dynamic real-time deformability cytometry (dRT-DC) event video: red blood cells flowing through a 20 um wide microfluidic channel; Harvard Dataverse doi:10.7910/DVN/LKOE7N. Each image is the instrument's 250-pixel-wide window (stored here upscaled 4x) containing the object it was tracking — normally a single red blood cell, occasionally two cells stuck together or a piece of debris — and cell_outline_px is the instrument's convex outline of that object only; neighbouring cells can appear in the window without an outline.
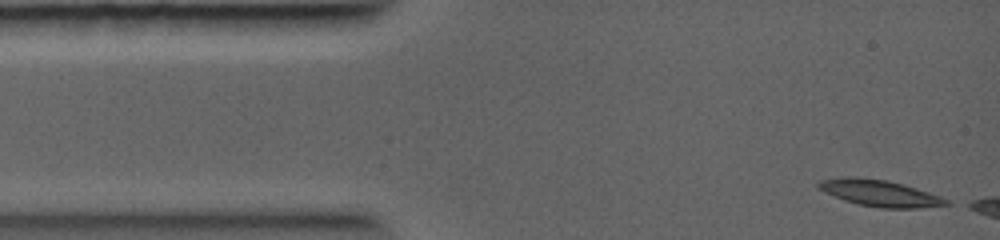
{"species": "common noctule bat (a hibernating species)", "species_latin": "Nyctalus noctula", "temperature_condition": "warm", "stored_images_in_passage": 9, "camera_frame_rate_fps": 5000, "um_per_image_px": 0.085, "animal": {"sex": "female", "body_mass_g": 19.0, "forearm_length_mm": 56.7}, "frame": {"image": 1, "passage_image": 1, "time_ms": 0.0, "image_size_px": [1000, 240], "cell_outline_px": [[952, 204], [920, 208], [880, 208], [860, 204], [844, 200], [824, 192], [816, 188], [816, 184], [820, 180], [844, 176], [852, 176], [888, 180], [904, 184], [940, 196], [948, 200]], "centroid_in_image_um": [74.75, 16.4], "position_along_channel_um": 10.3, "area_um2": 19.83}}
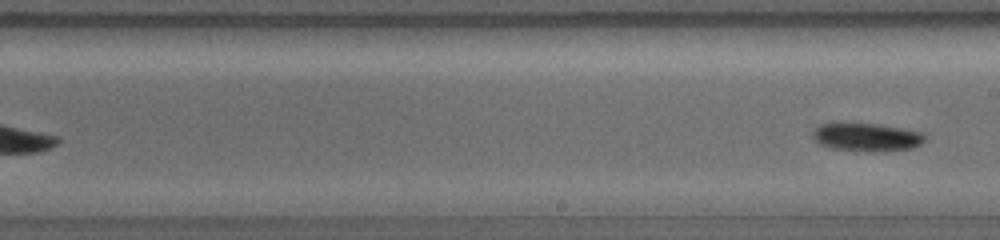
{"frame": {"image": 2, "passage_image": 9, "time_ms": 6.0, "image_size_px": [1000, 240], "cell_outline_px": [[924, 140], [920, 144], [912, 148], [832, 148], [820, 144], [812, 136], [812, 132], [820, 124], [840, 120], [844, 120], [876, 124], [924, 132]], "centroid_in_image_um": [73.56, 11.54], "position_along_channel_um": 215.4, "area_um2": 17.74}}